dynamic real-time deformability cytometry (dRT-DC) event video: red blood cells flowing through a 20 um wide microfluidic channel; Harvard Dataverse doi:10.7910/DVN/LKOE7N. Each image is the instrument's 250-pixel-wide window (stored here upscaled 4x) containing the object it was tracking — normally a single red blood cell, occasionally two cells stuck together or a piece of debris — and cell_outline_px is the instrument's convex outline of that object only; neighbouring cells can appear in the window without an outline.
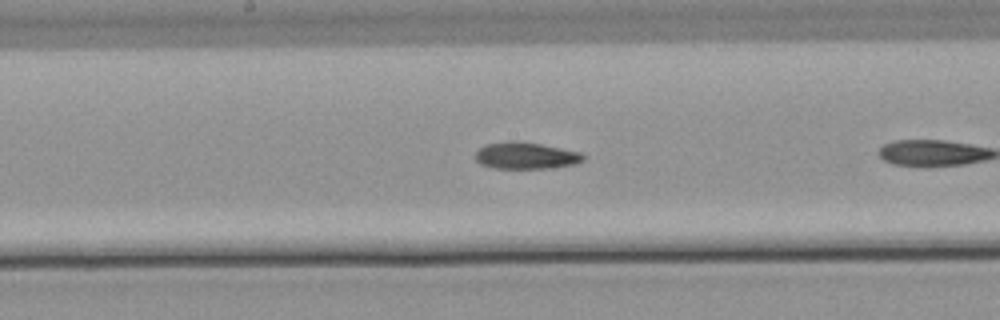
{"species": "common noctule bat (a hibernating species)", "species_latin": "Nyctalus noctula", "temperature_condition": "warm", "stored_images_in_passage": 14, "camera_frame_rate_fps": 3000, "um_per_image_px": 0.085, "animal": {"sex": "male", "body_mass_g": 21.5, "forearm_length_mm": 52.0}, "frame": {"image": 1, "passage_image": 12, "time_ms": 3.667, "image_size_px": [1000, 320], "cell_outline_px": [[584, 160], [576, 164], [548, 168], [492, 168], [480, 164], [476, 160], [476, 152], [484, 144], [512, 140], [516, 140], [540, 144], [580, 152], [584, 156]], "centroid_in_image_um": [44.67, 13.22], "position_along_channel_um": 203.5, "area_um2": 16.82}}